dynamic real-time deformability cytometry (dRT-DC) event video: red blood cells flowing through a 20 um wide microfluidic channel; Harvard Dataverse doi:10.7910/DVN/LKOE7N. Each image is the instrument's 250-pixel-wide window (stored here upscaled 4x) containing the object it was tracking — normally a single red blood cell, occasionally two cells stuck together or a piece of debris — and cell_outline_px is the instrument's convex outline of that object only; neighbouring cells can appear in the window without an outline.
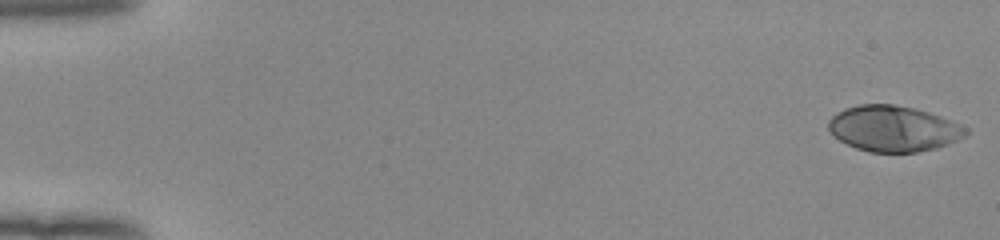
{"species": "human", "species_latin": "Homo sapiens", "temperature_condition": "room temperature", "stored_images_in_passage": 52, "camera_frame_rate_fps": 3000, "um_per_image_px": 0.085, "donor": {"sex": "female"}, "frame": {"image": 1, "passage_image": 1, "time_ms": 0.0, "image_size_px": [1000, 240], "cell_outline_px": [[968, 132], [964, 136], [948, 144], [936, 148], [916, 152], [868, 152], [856, 148], [832, 136], [828, 128], [828, 120], [836, 112], [844, 108], [860, 104], [892, 104], [916, 108], [952, 120], [968, 128]], "centroid_in_image_um": [75.92, 10.92], "position_along_channel_um": 9.1, "area_um2": 36.82}}
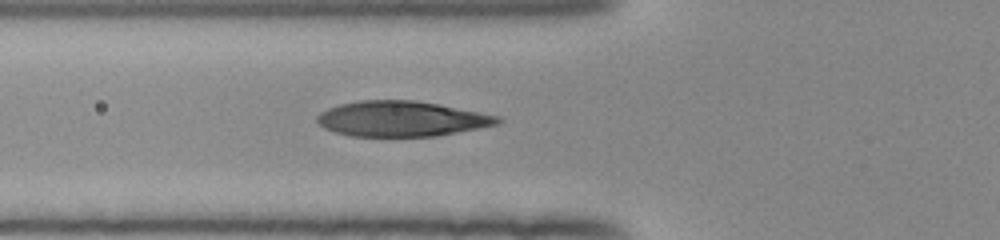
{"frame": {"image": 2, "passage_image": 20, "time_ms": 6.333, "image_size_px": [1000, 240], "cell_outline_px": [[504, 120], [496, 124], [480, 128], [436, 136], [348, 136], [324, 128], [316, 120], [316, 116], [320, 112], [328, 108], [340, 104], [360, 100], [416, 100], [500, 116]], "centroid_in_image_um": [34.11, 10.1], "position_along_channel_um": 91.7, "area_um2": 37.11}}
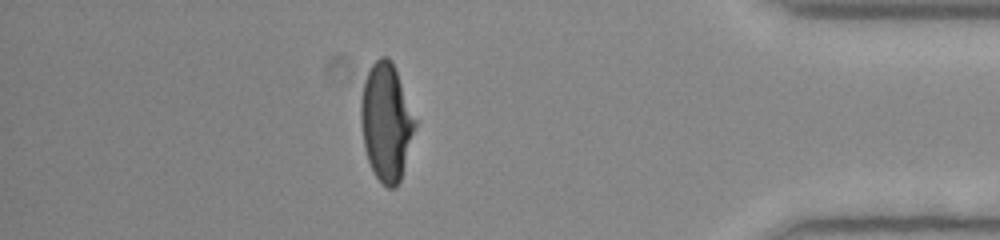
{"frame": {"image": 3, "passage_image": 46, "time_ms": 15.0, "image_size_px": [1000, 240], "cell_outline_px": [[416, 124], [400, 180], [396, 188], [388, 188], [376, 176], [368, 160], [364, 148], [360, 120], [360, 100], [364, 80], [372, 64], [380, 56], [388, 56], [396, 72], [416, 120]], "centroid_in_image_um": [32.8, 10.37], "position_along_channel_um": 402.4, "area_um2": 36.53}, "authors_computed_cell_mechanics": {"area_um2": 37.2521, "velocity_mm_per_s": 3.9745, "shape_relaxation_time_tau1_ms": 4.5635, "shape_relaxation_time_tau2_ms": null, "deformation_change_tau1": 0.2391, "deformation_change_tau2": null}}